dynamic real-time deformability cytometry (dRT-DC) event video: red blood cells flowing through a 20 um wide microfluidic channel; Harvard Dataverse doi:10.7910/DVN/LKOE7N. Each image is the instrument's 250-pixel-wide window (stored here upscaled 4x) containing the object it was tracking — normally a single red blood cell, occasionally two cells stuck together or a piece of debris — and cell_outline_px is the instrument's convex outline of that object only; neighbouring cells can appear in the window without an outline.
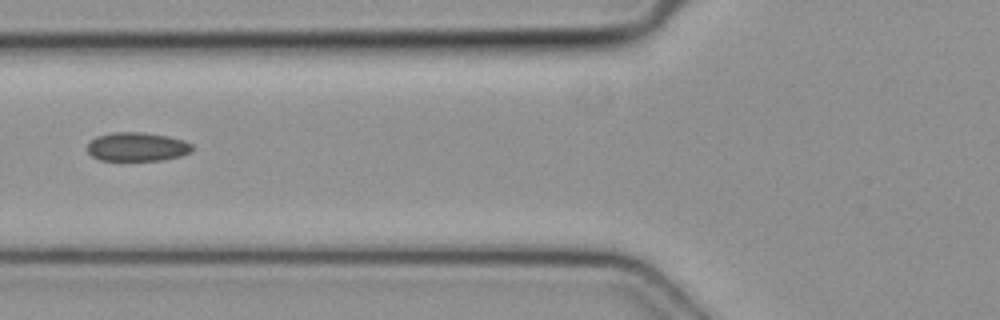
{"species": "common noctule bat (a hibernating species)", "species_latin": "Nyctalus noctula", "temperature_condition": "cold", "stored_images_in_passage": 7, "camera_frame_rate_fps": 3000, "um_per_image_px": 0.085, "animal": {"sex": "female", "body_mass_g": 19.3, "forearm_length_mm": 54.1}, "frame": {"image": 1, "passage_image": 5, "time_ms": 1.333, "image_size_px": [1000, 320], "cell_outline_px": [[192, 152], [180, 156], [160, 160], [100, 160], [92, 156], [88, 152], [88, 144], [96, 136], [112, 132], [144, 132], [168, 136], [184, 140], [192, 144]], "centroid_in_image_um": [11.66, 12.47], "position_along_channel_um": 114.1, "area_um2": 17.63}}
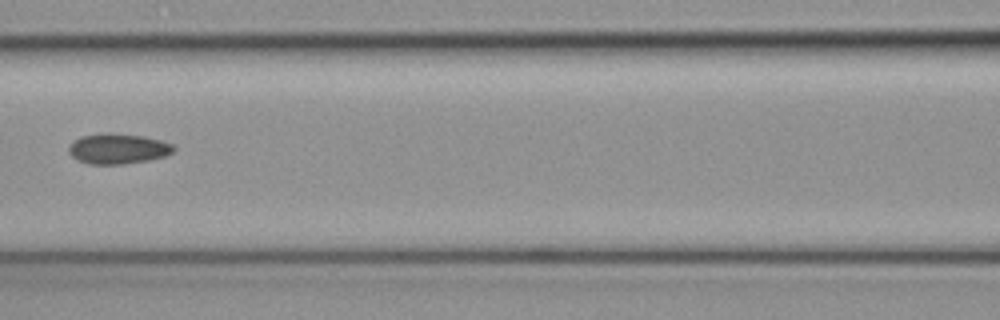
{"frame": {"image": 2, "passage_image": 6, "time_ms": 1.667, "image_size_px": [1000, 320], "cell_outline_px": [[176, 148], [172, 152], [164, 156], [148, 160], [120, 164], [88, 164], [72, 156], [68, 152], [68, 148], [80, 136], [144, 136], [160, 140], [172, 144]], "centroid_in_image_um": [10.06, 12.69], "position_along_channel_um": 156.5, "area_um2": 17.46}}